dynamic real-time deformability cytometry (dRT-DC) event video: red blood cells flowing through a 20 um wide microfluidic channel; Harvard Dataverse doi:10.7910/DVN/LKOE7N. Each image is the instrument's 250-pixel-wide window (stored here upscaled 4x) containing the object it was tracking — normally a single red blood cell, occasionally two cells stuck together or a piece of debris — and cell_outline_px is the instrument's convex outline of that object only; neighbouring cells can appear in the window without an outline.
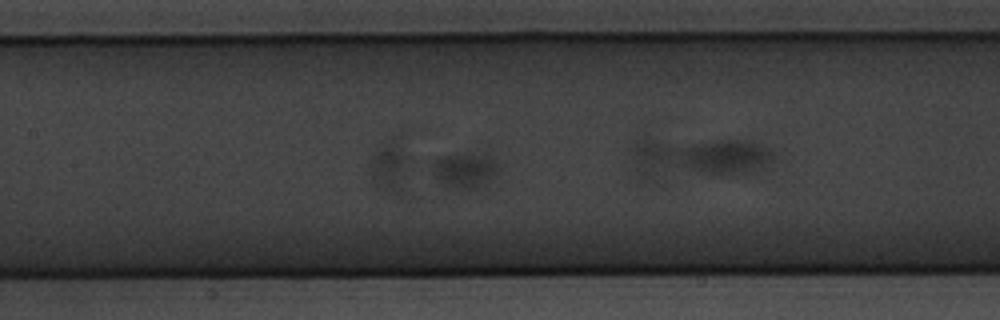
{"species": "common noctule bat (a hibernating species)", "species_latin": "Nyctalus noctula", "temperature_condition": "warm", "stored_images_in_passage": 35, "segment_of_instrument_passage": [3, 3], "camera_frame_rate_fps": 3000, "um_per_image_px": 0.085, "animal": {"sex": "male", "body_mass_g": 20.1, "forearm_length_mm": 53.5}, "frame": {"image": 1, "passage_image": 15, "time_ms": 4.667, "image_size_px": [1000, 320], "cell_outline_px": [[496, 176], [484, 184], [476, 188], [460, 188], [444, 184], [436, 176], [432, 164], [440, 156], [484, 156], [496, 160]], "centroid_in_image_um": [39.52, 14.51], "position_along_channel_um": 167.9, "area_um2": 12.37}}
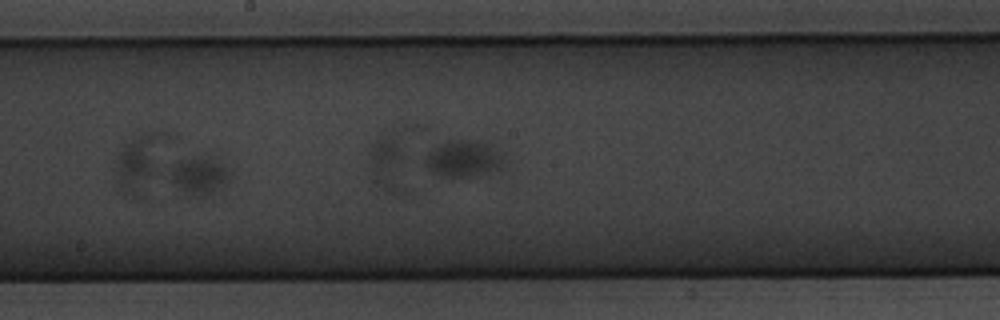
{"frame": {"image": 2, "passage_image": 20, "time_ms": 6.333, "image_size_px": [1000, 320], "cell_outline_px": [[232, 180], [220, 188], [212, 192], [200, 196], [180, 188], [172, 180], [172, 164], [180, 160], [192, 156], [216, 152], [232, 172]], "centroid_in_image_um": [17.12, 14.76], "position_along_channel_um": 231.1, "area_um2": 13.64}}